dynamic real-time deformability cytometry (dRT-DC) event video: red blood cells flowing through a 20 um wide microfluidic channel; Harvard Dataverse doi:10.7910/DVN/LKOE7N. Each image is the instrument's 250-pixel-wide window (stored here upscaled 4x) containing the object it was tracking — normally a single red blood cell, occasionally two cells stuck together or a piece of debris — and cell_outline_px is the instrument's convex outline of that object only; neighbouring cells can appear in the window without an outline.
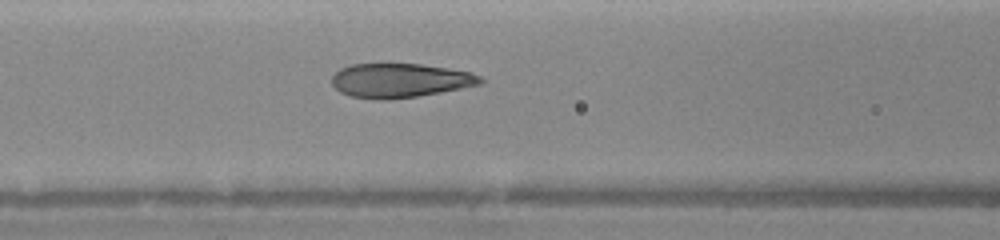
{"species": "human", "species_latin": "Homo sapiens", "temperature_condition": "warm", "stored_images_in_passage": 6, "camera_frame_rate_fps": 3000, "um_per_image_px": 0.085, "donor": {"sex": "female"}, "frame": {"image": 1, "passage_image": 6, "time_ms": 2.667, "image_size_px": [1000, 240], "cell_outline_px": [[484, 80], [480, 84], [440, 92], [416, 96], [388, 100], [380, 100], [352, 96], [340, 92], [332, 84], [332, 76], [340, 68], [352, 64], [420, 64], [448, 68], [472, 72], [480, 76]], "centroid_in_image_um": [33.99, 6.83], "position_along_channel_um": 132.6, "area_um2": 29.42}}